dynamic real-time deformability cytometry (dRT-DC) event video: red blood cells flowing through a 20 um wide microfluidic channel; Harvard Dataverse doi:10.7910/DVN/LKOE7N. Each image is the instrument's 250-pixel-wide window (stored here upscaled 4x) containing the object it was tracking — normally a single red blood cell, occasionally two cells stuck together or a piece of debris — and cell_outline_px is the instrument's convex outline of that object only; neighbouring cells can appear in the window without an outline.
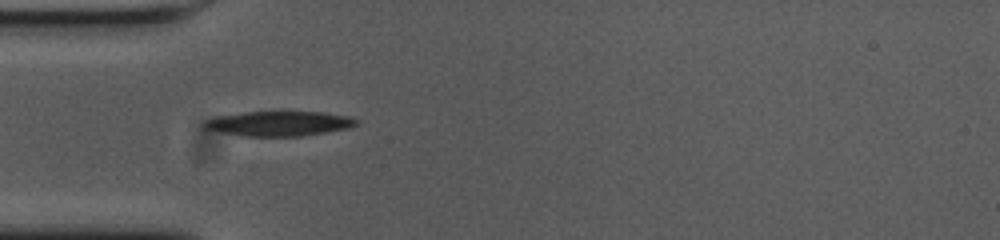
{"species": "common noctule bat (a hibernating species)", "species_latin": "Nyctalus noctula", "temperature_condition": "cold", "stored_images_in_passage": 40, "camera_frame_rate_fps": 3000, "um_per_image_px": 0.085, "animal": {"sex": "female", "body_mass_g": 23.0, "forearm_length_mm": 53.4}, "frame": {"image": 1, "passage_image": 1, "time_ms": 0.0, "image_size_px": [1000, 240], "cell_outline_px": [[360, 124], [348, 128], [304, 136], [240, 136], [204, 128], [200, 124], [204, 120], [220, 116], [244, 112], [324, 112], [348, 116], [360, 120]], "centroid_in_image_um": [23.74, 10.5], "position_along_channel_um": 61.3, "area_um2": 22.08}}
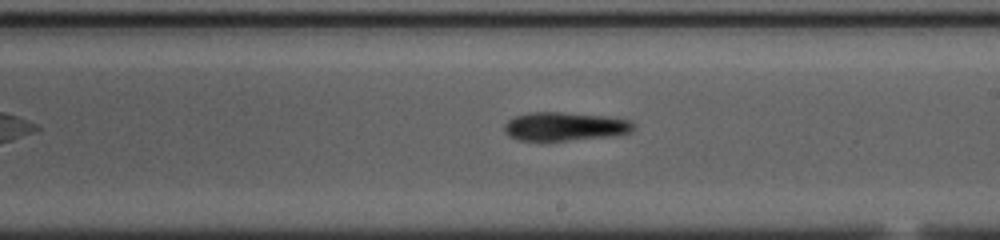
{"frame": {"image": 2, "passage_image": 16, "time_ms": 5.0, "image_size_px": [1000, 240], "cell_outline_px": [[636, 128], [632, 132], [616, 136], [564, 140], [520, 140], [504, 132], [504, 124], [508, 120], [516, 116], [528, 112], [560, 112], [604, 116], [632, 120], [636, 124]], "centroid_in_image_um": [48.08, 10.74], "position_along_channel_um": 240.9, "area_um2": 21.56}}
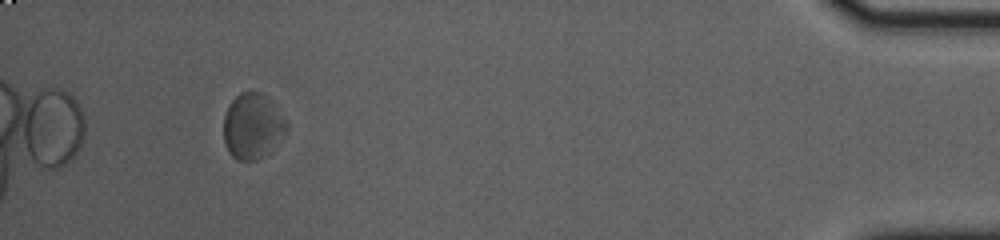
{"frame": {"image": 3, "passage_image": 36, "time_ms": 11.667, "image_size_px": [1000, 240], "cell_outline_px": [[288, 128], [268, 152], [264, 156], [256, 160], [236, 160], [228, 152], [224, 140], [224, 116], [228, 104], [240, 92], [260, 92], [268, 100], [288, 124]], "centroid_in_image_um": [21.41, 10.74], "position_along_channel_um": 413.8, "area_um2": 23.47}}